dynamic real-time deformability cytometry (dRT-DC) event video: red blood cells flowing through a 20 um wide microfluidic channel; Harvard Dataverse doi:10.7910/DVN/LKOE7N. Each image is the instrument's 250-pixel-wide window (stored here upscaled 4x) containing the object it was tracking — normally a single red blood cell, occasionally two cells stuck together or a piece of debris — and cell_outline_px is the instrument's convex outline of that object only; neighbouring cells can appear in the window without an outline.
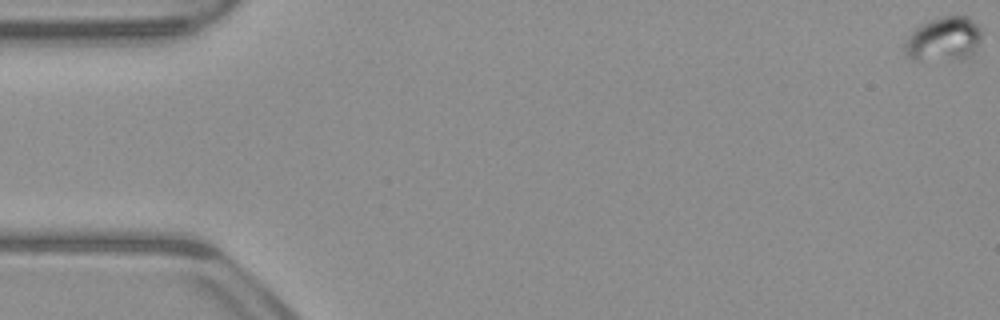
{"species": "common noctule bat (a hibernating species)", "species_latin": "Nyctalus noctula", "temperature_condition": "warm", "stored_images_in_passage": 18, "camera_frame_rate_fps": 3000, "um_per_image_px": 0.085, "animal": {"sex": "male", "body_mass_g": 23.1, "forearm_length_mm": 52.7}, "frame": {"image": 1, "passage_image": 1, "time_ms": 0.0, "image_size_px": [1000, 320], "cell_outline_px": [[980, 40], [976, 52], [972, 56], [964, 60], [912, 60], [904, 52], [904, 40], [920, 24], [928, 20], [944, 16], [968, 16], [980, 24]], "centroid_in_image_um": [80.23, 3.34], "position_along_channel_um": 4.8, "area_um2": 20.46}}
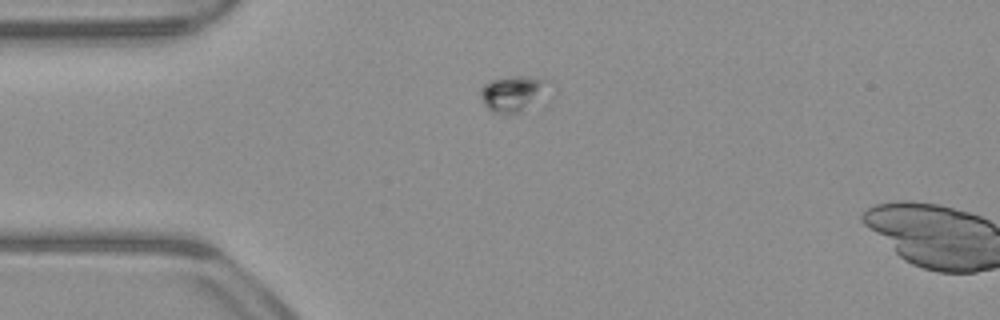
{"frame": {"image": 2, "passage_image": 16, "time_ms": 5.0, "image_size_px": [1000, 320], "cell_outline_px": [[548, 88], [524, 112], [508, 116], [504, 116], [492, 112], [484, 104], [480, 92], [480, 88], [484, 84], [492, 80], [508, 76], [528, 76], [548, 80]], "centroid_in_image_um": [43.55, 7.98], "position_along_channel_um": 41.5, "area_um2": 14.33}}